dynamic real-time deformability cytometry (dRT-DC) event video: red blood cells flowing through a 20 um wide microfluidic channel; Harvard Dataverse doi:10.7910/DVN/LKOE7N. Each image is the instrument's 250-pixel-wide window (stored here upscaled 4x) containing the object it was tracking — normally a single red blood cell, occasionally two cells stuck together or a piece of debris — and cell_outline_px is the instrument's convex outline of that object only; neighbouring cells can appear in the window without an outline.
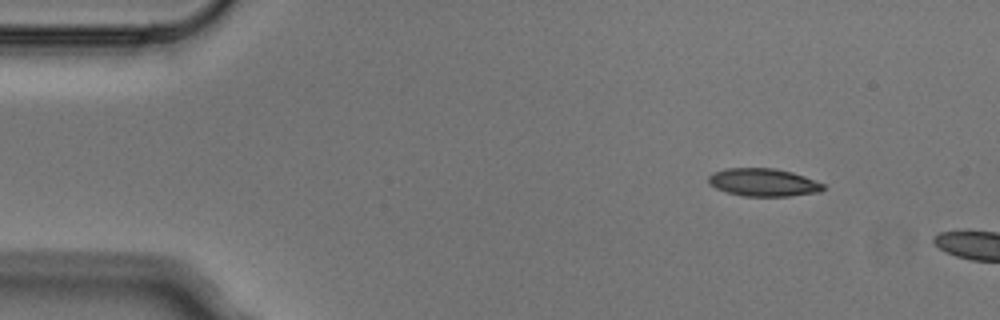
{"species": "Egyptian fruit bat (a non-hibernating species)", "species_latin": "Rousettus aegyptiacus", "temperature_condition": "cold", "stored_images_in_passage": 4, "camera_frame_rate_fps": 3000, "um_per_image_px": 0.085, "animal": {"sex": "male"}, "frame": {"image": 1, "passage_image": 1, "time_ms": 0.0, "image_size_px": [1000, 320], "cell_outline_px": [[824, 188], [820, 192], [788, 196], [744, 196], [728, 192], [716, 188], [708, 184], [708, 176], [712, 172], [728, 168], [776, 168], [792, 172], [804, 176], [824, 184]], "centroid_in_image_um": [64.87, 15.49], "position_along_channel_um": 20.1, "area_um2": 18.61}}